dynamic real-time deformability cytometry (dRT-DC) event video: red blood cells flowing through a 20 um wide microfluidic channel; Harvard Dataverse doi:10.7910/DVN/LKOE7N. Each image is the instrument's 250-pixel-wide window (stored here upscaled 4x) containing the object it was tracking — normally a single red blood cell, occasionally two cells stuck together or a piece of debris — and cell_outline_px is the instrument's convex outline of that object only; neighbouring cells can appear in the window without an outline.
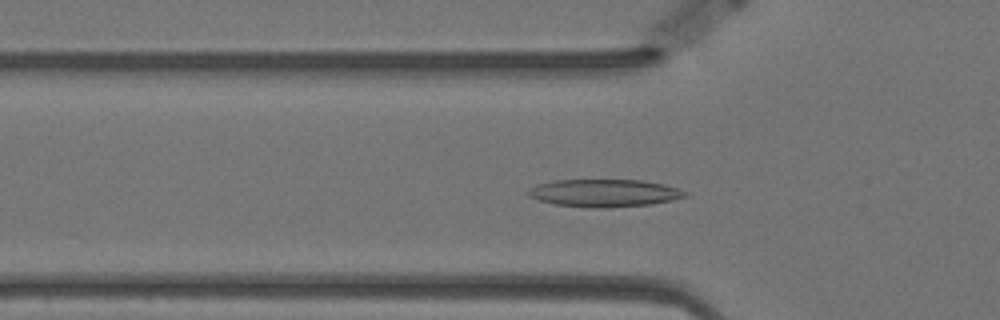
{"species": "Egyptian fruit bat (a non-hibernating species)", "species_latin": "Rousettus aegyptiacus", "temperature_condition": "warm", "stored_images_in_passage": 57, "camera_frame_rate_fps": 3000, "um_per_image_px": 0.085, "animal": {"sex": "female"}, "frame": {"image": 1, "passage_image": 18, "time_ms": 5.667, "image_size_px": [1000, 320], "cell_outline_px": [[688, 196], [672, 200], [652, 204], [612, 208], [592, 208], [556, 204], [540, 200], [528, 196], [528, 192], [536, 184], [552, 180], [640, 180], [664, 184], [688, 192]], "centroid_in_image_um": [51.39, 16.41], "position_along_channel_um": 74.4, "area_um2": 25.26}}
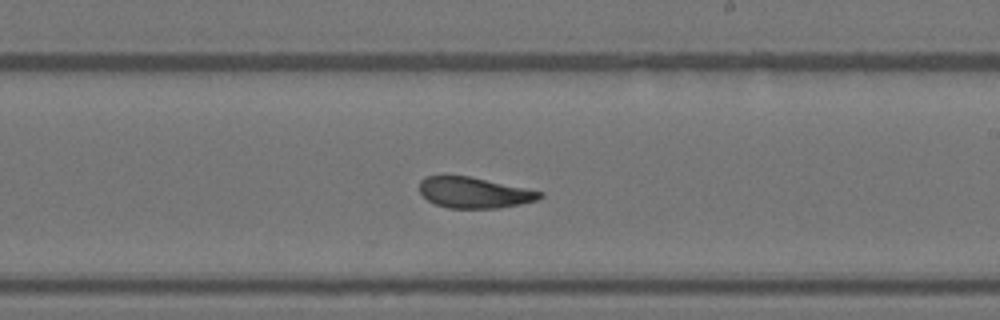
{"frame": {"image": 2, "passage_image": 33, "time_ms": 10.667, "image_size_px": [1000, 320], "cell_outline_px": [[544, 196], [536, 200], [520, 204], [500, 208], [448, 208], [436, 204], [428, 200], [420, 192], [420, 180], [424, 176], [468, 176], [544, 192]], "centroid_in_image_um": [40.31, 16.38], "position_along_channel_um": 248.7, "area_um2": 21.44}}
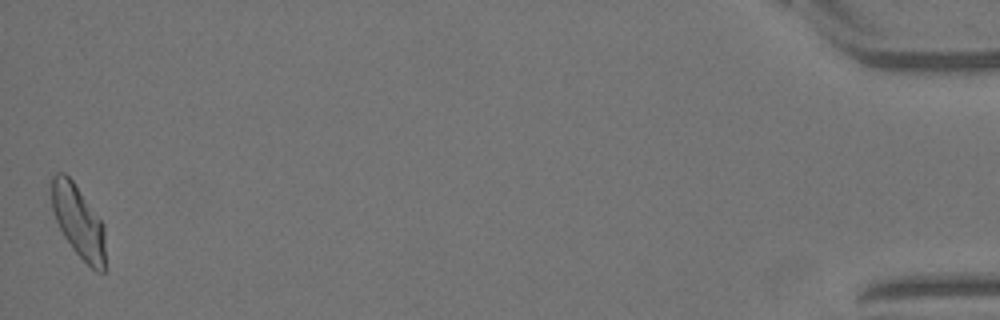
{"frame": {"image": 3, "passage_image": 57, "time_ms": 18.667, "image_size_px": [1000, 320], "cell_outline_px": [[104, 272], [96, 272], [72, 248], [64, 236], [56, 220], [52, 208], [52, 176], [56, 172], [64, 172], [72, 180], [104, 224]], "centroid_in_image_um": [6.66, 18.81], "position_along_channel_um": 428.5, "area_um2": 22.31}, "authors_computed_cell_mechanics": {"area_um2": 23.12, "velocity_mm_per_s": 3.468, "shape_relaxation_time_tau1_ms": 4.1799, "shape_relaxation_time_tau2_ms": 2.7684, "deformation_change_tau1": 0.1425, "deformation_change_tau2": 0.0896}}